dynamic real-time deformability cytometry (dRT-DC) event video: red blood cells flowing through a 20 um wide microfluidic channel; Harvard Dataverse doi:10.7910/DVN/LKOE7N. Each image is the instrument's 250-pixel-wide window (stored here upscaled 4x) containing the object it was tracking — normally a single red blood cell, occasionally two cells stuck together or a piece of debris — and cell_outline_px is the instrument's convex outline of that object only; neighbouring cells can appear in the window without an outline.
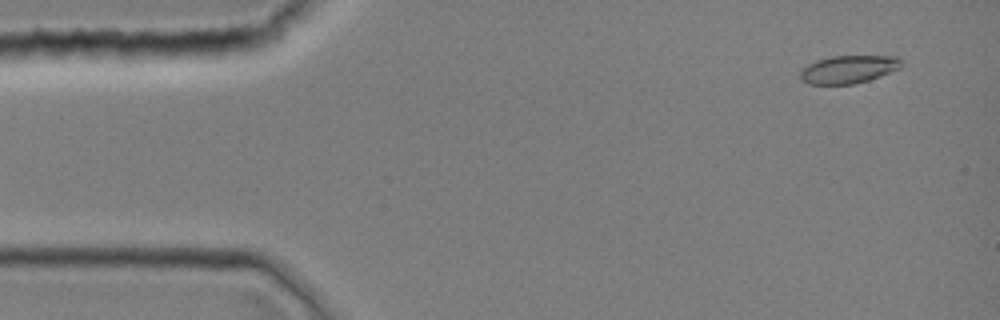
{"species": "common noctule bat (a hibernating species)", "species_latin": "Nyctalus noctula", "temperature_condition": "room temperature", "stored_images_in_passage": 44, "camera_frame_rate_fps": 3000, "um_per_image_px": 0.085, "animal": {"sex": "female", "body_mass_g": 19.0, "forearm_length_mm": 51.5}, "frame": {"image": 1, "passage_image": 3, "time_ms": 0.667, "image_size_px": [1000, 320], "cell_outline_px": [[904, 60], [900, 68], [880, 76], [868, 80], [852, 84], [808, 84], [800, 80], [800, 72], [808, 64], [816, 60], [832, 56], [900, 56]], "centroid_in_image_um": [72.14, 5.88], "position_along_channel_um": 12.9, "area_um2": 16.53}}
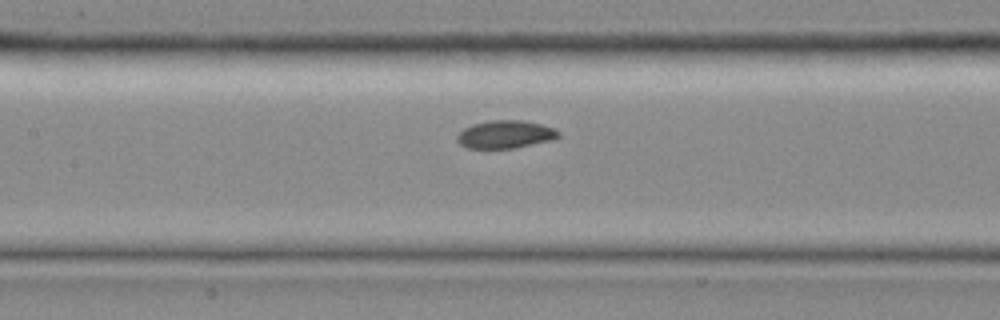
{"frame": {"image": 2, "passage_image": 20, "time_ms": 6.333, "image_size_px": [1000, 320], "cell_outline_px": [[560, 136], [552, 140], [516, 148], [468, 148], [460, 144], [456, 140], [456, 136], [464, 128], [472, 124], [492, 120], [524, 120], [556, 128], [560, 132]], "centroid_in_image_um": [42.97, 11.42], "position_along_channel_um": 164.4, "area_um2": 16.59}}
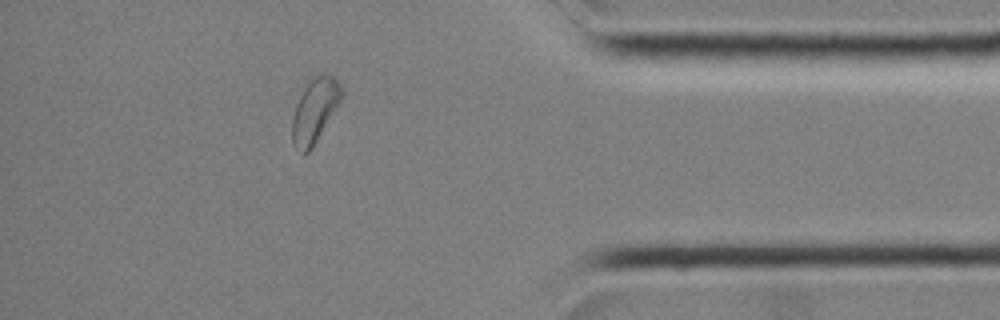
{"frame": {"image": 3, "passage_image": 38, "time_ms": 12.333, "image_size_px": [1000, 320], "cell_outline_px": [[344, 92], [340, 100], [312, 148], [304, 156], [292, 144], [292, 116], [296, 104], [304, 88], [316, 76], [324, 72], [332, 76], [340, 84]], "centroid_in_image_um": [26.73, 9.42], "position_along_channel_um": 408.5, "area_um2": 18.09}}